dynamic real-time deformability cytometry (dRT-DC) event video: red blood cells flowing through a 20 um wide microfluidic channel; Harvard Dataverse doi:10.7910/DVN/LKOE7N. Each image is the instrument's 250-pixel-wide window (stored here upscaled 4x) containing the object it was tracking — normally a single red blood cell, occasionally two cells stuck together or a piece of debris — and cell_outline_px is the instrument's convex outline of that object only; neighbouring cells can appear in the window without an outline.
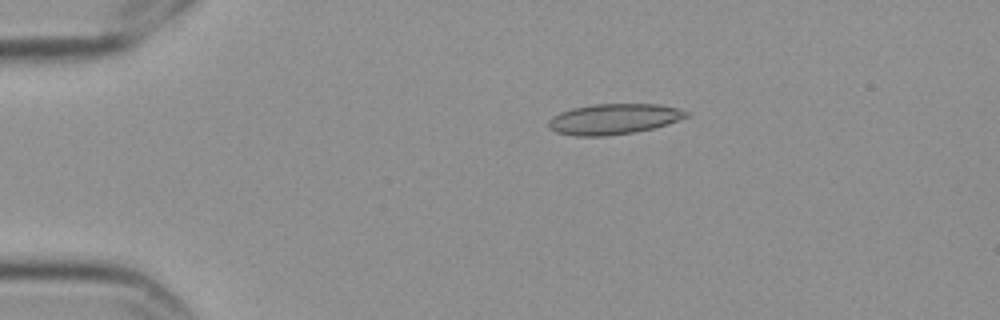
{"species": "Egyptian fruit bat (a non-hibernating species)", "species_latin": "Rousettus aegyptiacus", "temperature_condition": "cold", "stored_images_in_passage": 9, "camera_frame_rate_fps": 3000, "um_per_image_px": 0.085, "frame": {"image": 1, "passage_image": 1, "time_ms": 0.0, "image_size_px": [1000, 320], "cell_outline_px": [[692, 112], [688, 116], [668, 124], [636, 132], [608, 136], [576, 136], [556, 132], [548, 128], [548, 120], [552, 116], [560, 112], [572, 108], [592, 104], [660, 104], [680, 108]], "centroid_in_image_um": [52.18, 10.11], "position_along_channel_um": 32.8, "area_um2": 24.85}}
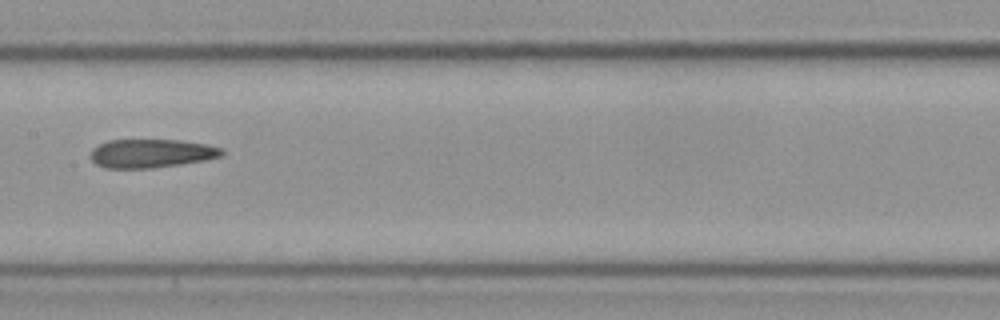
{"frame": {"image": 2, "passage_image": 6, "time_ms": 1.667, "image_size_px": [1000, 320], "cell_outline_px": [[224, 152], [220, 156], [180, 164], [148, 168], [104, 168], [96, 164], [88, 156], [92, 148], [108, 140], [180, 140], [204, 144], [220, 148]], "centroid_in_image_um": [12.76, 13.03], "position_along_channel_um": 194.6, "area_um2": 21.62}}
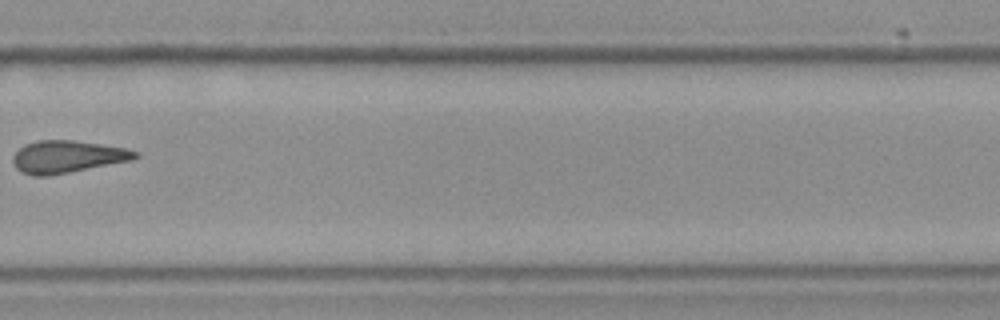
{"frame": {"image": 3, "passage_image": 9, "time_ms": 2.667, "image_size_px": [1000, 320], "cell_outline_px": [[140, 156], [132, 160], [48, 176], [32, 176], [20, 172], [16, 168], [12, 160], [12, 156], [24, 144], [36, 140], [72, 140], [100, 144], [124, 148], [136, 152]], "centroid_in_image_um": [5.66, 13.32], "position_along_channel_um": 324.1, "area_um2": 22.95}}